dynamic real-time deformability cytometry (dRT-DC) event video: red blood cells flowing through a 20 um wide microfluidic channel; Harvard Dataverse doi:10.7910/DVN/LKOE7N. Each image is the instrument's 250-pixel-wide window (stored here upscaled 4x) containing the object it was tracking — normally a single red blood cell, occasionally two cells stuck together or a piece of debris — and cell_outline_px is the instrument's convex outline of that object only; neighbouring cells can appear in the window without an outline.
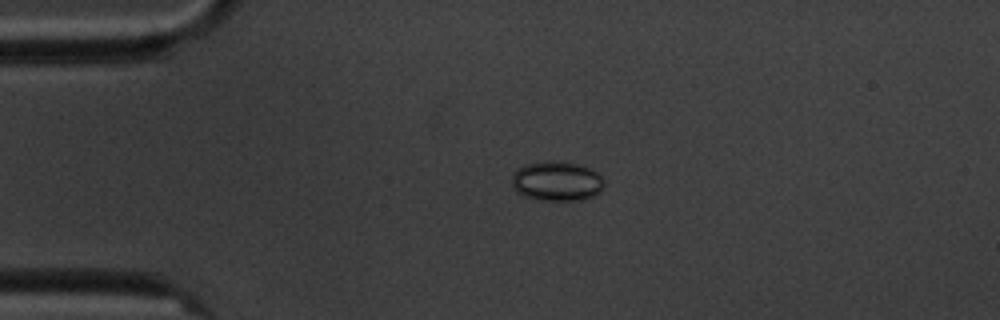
{"species": "common noctule bat (a hibernating species)", "species_latin": "Nyctalus noctula", "temperature_condition": "cold", "stored_images_in_passage": 4, "camera_frame_rate_fps": 3000, "um_per_image_px": 0.085, "animal": {"sex": "male", "body_mass_g": 20.1, "forearm_length_mm": 53.5}, "frame": {"image": 1, "passage_image": 3, "time_ms": 2.333, "image_size_px": [1000, 320], "cell_outline_px": [[604, 188], [600, 192], [592, 196], [580, 200], [540, 200], [524, 196], [516, 192], [512, 184], [512, 172], [516, 168], [524, 164], [544, 160], [552, 160], [576, 164], [588, 168], [596, 172], [600, 176], [604, 184]], "centroid_in_image_um": [47.27, 15.39], "position_along_channel_um": 37.7, "area_um2": 21.5}}